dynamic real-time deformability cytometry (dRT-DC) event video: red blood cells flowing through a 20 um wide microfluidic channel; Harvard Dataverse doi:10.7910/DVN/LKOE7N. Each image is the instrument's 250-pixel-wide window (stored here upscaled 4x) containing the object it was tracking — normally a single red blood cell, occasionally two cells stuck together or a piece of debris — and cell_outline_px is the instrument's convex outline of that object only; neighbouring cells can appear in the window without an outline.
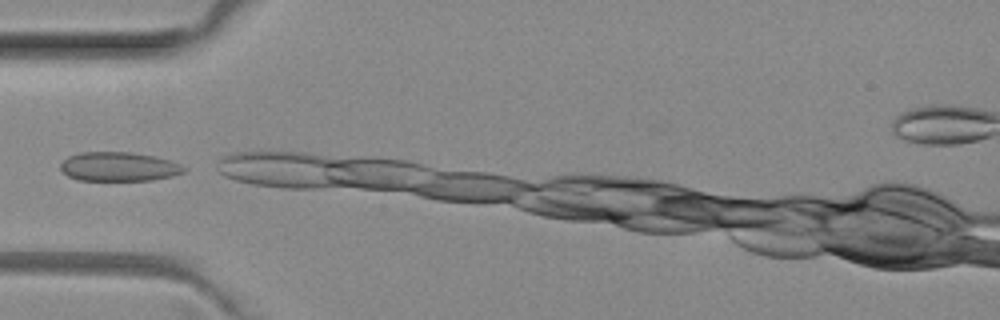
{"species": "common noctule bat (a hibernating species)", "species_latin": "Nyctalus noctula", "temperature_condition": "room temperature", "stored_images_in_passage": 2, "camera_frame_rate_fps": 3000, "um_per_image_px": 0.085, "animal": {"sex": "female", "body_mass_g": 29.2, "forearm_length_mm": 56.3}, "frame": {"image": 1, "passage_image": 1, "time_ms": 0.0, "image_size_px": [1000, 320], "cell_outline_px": [[188, 168], [184, 172], [172, 176], [152, 180], [76, 180], [68, 176], [60, 168], [60, 164], [68, 156], [80, 152], [132, 152], [156, 156], [172, 160]], "centroid_in_image_um": [10.13, 14.16], "position_along_channel_um": 74.9, "area_um2": 21.15}}